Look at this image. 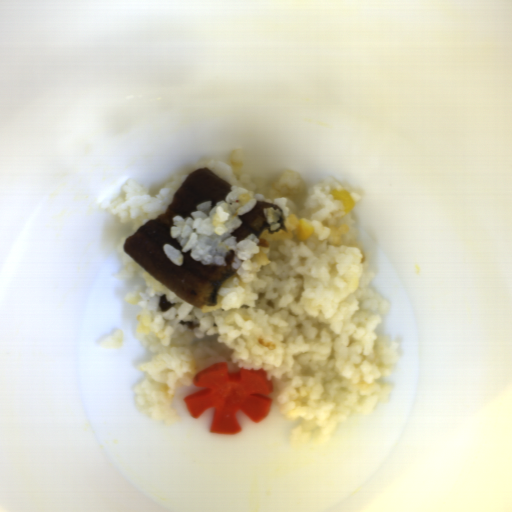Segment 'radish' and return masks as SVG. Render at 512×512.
I'll use <instances>...</instances> for the list:
<instances>
[{
	"mask_svg": "<svg viewBox=\"0 0 512 512\" xmlns=\"http://www.w3.org/2000/svg\"><path fill=\"white\" fill-rule=\"evenodd\" d=\"M193 384L200 387L184 398L191 418L200 419L213 409L210 433L238 435L242 429L236 413L241 412L254 422H262L271 411L275 383L266 370L242 368L232 372L220 362L196 373Z\"/></svg>",
	"mask_w": 512,
	"mask_h": 512,
	"instance_id": "1",
	"label": "radish"
}]
</instances>
